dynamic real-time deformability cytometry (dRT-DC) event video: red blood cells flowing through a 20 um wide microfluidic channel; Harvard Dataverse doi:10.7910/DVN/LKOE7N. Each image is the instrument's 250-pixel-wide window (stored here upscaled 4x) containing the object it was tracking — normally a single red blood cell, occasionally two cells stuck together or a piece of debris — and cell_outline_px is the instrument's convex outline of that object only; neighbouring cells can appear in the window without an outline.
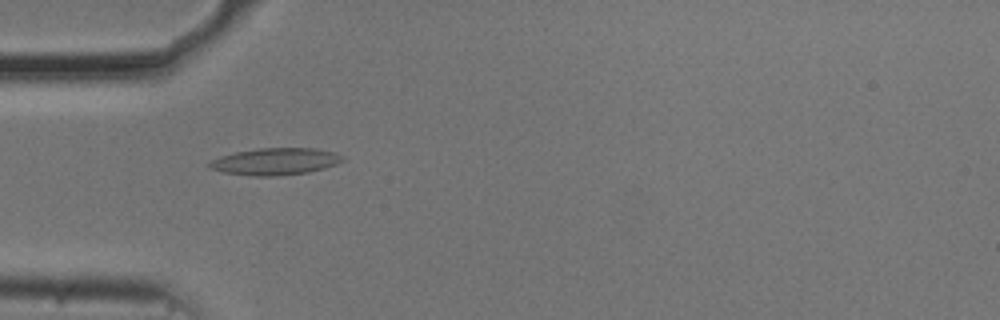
{"species": "common noctule bat (a hibernating species)", "species_latin": "Nyctalus noctula", "temperature_condition": "cold", "stored_images_in_passage": 55, "camera_frame_rate_fps": 3000, "um_per_image_px": 0.085, "animal": {"sex": "male", "body_mass_g": 20.5, "forearm_length_mm": 52.5}, "frame": {"image": 1, "passage_image": 17, "time_ms": 5.333, "image_size_px": [1000, 320], "cell_outline_px": [[344, 160], [336, 164], [324, 168], [308, 172], [276, 176], [252, 176], [224, 172], [208, 168], [208, 164], [212, 160], [220, 156], [236, 152], [260, 148], [316, 148], [332, 152], [344, 156]], "centroid_in_image_um": [23.4, 13.73], "position_along_channel_um": 61.6, "area_um2": 20.81}}
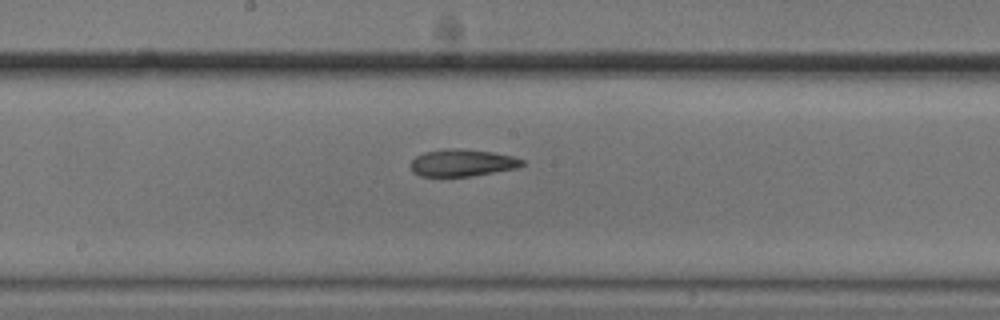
{"frame": {"image": 2, "passage_image": 29, "time_ms": 9.333, "image_size_px": [1000, 320], "cell_outline_px": [[524, 164], [516, 168], [472, 176], [420, 176], [412, 172], [408, 164], [416, 156], [424, 152], [448, 148], [460, 148], [492, 152], [512, 156], [524, 160]], "centroid_in_image_um": [39.24, 13.83], "position_along_channel_um": 209.0, "area_um2": 17.69}}
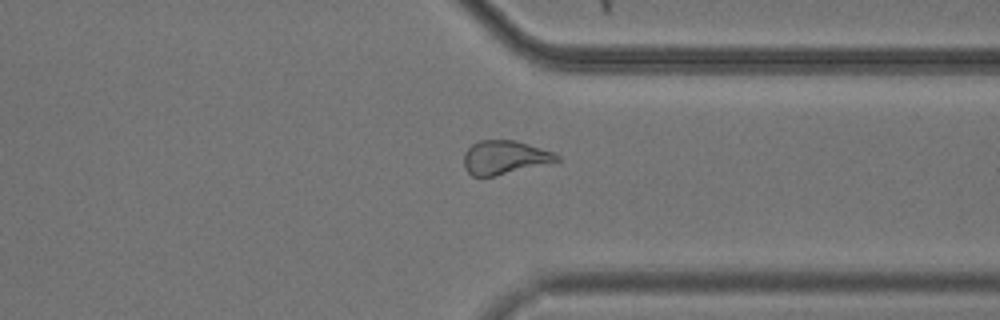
{"frame": {"image": 3, "passage_image": 42, "time_ms": 13.667, "image_size_px": [1000, 320], "cell_outline_px": [[560, 160], [496, 176], [472, 176], [464, 168], [464, 152], [476, 140], [516, 140], [552, 152], [560, 156]], "centroid_in_image_um": [42.84, 13.37], "position_along_channel_um": 368.6, "area_um2": 18.15}, "authors_computed_cell_mechanics": {"area_um2": 19.3052, "velocity_mm_per_s": 3.7106, "shape_relaxation_time_tau1_ms": null, "shape_relaxation_time_tau2_ms": 3.5913, "deformation_change_tau1": null, "deformation_change_tau2": 0.1127}}